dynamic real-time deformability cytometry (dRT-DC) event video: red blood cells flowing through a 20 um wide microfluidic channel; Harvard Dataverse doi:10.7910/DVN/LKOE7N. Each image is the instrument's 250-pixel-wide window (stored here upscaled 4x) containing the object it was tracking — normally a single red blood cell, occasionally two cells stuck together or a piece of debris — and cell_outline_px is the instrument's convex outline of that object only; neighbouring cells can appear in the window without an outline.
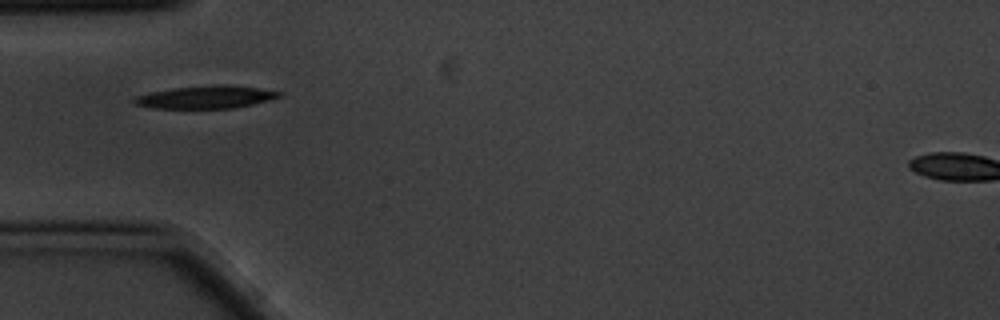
{"species": "common noctule bat (a hibernating species)", "species_latin": "Nyctalus noctula", "temperature_condition": "cold", "stored_images_in_passage": 15, "camera_frame_rate_fps": 3000, "um_per_image_px": 0.085, "animal": {"sex": "male", "body_mass_g": 20.1, "forearm_length_mm": 53.5}, "frame": {"image": 1, "passage_image": 5, "time_ms": 1.333, "image_size_px": [1000, 320], "cell_outline_px": [[284, 96], [272, 100], [232, 108], [152, 108], [136, 104], [132, 100], [136, 96], [152, 92], [172, 88], [216, 84], [224, 84], [256, 88], [284, 92]], "centroid_in_image_um": [17.56, 8.25], "position_along_channel_um": 67.4, "area_um2": 19.19}}
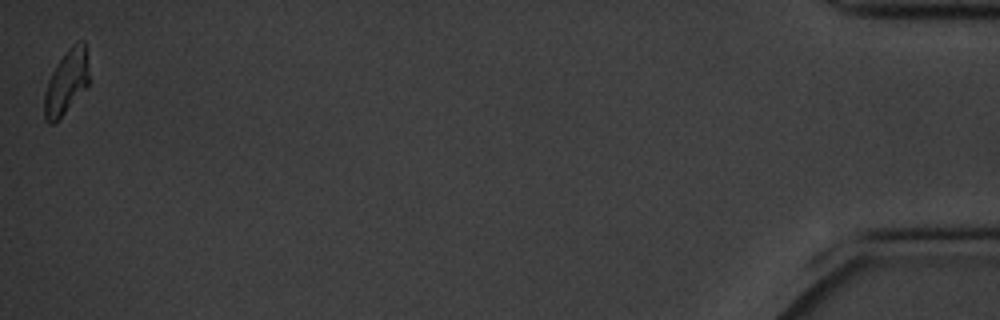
{"frame": {"image": 2, "passage_image": 15, "time_ms": 4.667, "image_size_px": [1000, 320], "cell_outline_px": [[88, 84], [64, 112], [52, 124], [48, 124], [44, 120], [44, 92], [48, 80], [56, 64], [68, 48], [72, 44], [80, 40], [84, 40], [88, 64]], "centroid_in_image_um": [5.61, 6.94], "position_along_channel_um": 429.6, "area_um2": 16.42}}